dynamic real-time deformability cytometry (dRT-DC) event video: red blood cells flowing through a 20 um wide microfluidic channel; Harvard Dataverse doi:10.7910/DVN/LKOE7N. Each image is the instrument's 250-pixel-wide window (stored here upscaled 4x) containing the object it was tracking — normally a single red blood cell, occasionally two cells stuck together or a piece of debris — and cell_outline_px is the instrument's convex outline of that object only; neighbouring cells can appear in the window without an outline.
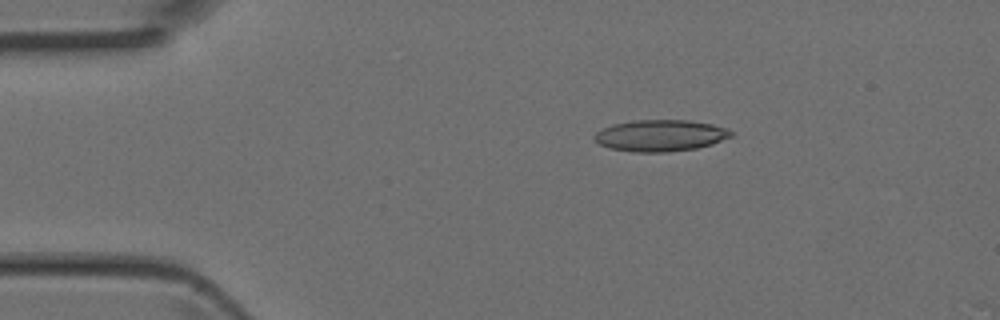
{"species": "Egyptian fruit bat (a non-hibernating species)", "species_latin": "Rousettus aegyptiacus", "temperature_condition": "room temperature", "stored_images_in_passage": 4, "camera_frame_rate_fps": 3000, "um_per_image_px": 0.085, "animal": {"sex": "female"}, "frame": {"image": 1, "passage_image": 3, "time_ms": 0.667, "image_size_px": [1000, 320], "cell_outline_px": [[736, 132], [732, 136], [712, 144], [696, 148], [668, 152], [636, 152], [612, 148], [600, 144], [592, 140], [592, 136], [596, 132], [612, 124], [632, 120], [688, 120], [712, 124], [728, 128]], "centroid_in_image_um": [56.15, 11.51], "position_along_channel_um": 28.8, "area_um2": 25.26}}